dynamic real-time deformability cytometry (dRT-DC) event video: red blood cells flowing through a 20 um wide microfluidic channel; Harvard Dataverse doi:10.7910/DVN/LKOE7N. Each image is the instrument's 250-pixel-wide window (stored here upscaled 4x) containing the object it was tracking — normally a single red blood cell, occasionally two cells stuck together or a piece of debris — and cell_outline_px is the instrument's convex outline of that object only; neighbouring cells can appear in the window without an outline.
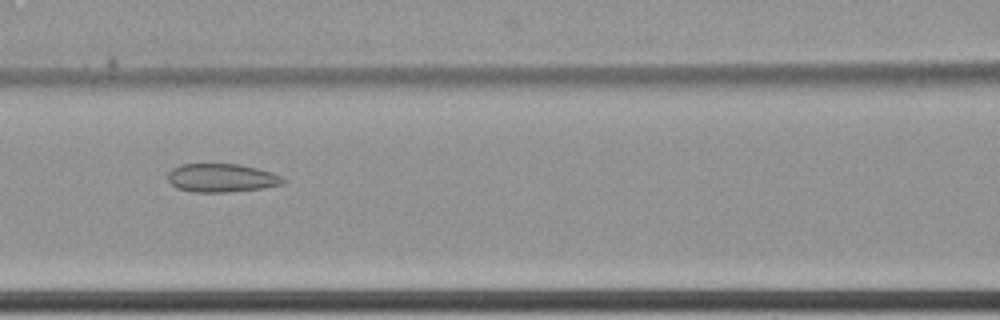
{"species": "common noctule bat (a hibernating species)", "species_latin": "Nyctalus noctula", "temperature_condition": "cold", "stored_images_in_passage": 8, "camera_frame_rate_fps": 3000, "um_per_image_px": 0.085, "animal": {"sex": "female", "body_mass_g": 22.7, "forearm_length_mm": 54.2}, "frame": {"image": 1, "passage_image": 5, "time_ms": 1.333, "image_size_px": [1000, 320], "cell_outline_px": [[284, 184], [260, 188], [224, 192], [192, 192], [176, 188], [168, 180], [168, 172], [172, 168], [180, 164], [240, 164], [272, 172], [280, 176], [284, 180]], "centroid_in_image_um": [18.79, 15.11], "position_along_channel_um": 147.8, "area_um2": 19.02}}
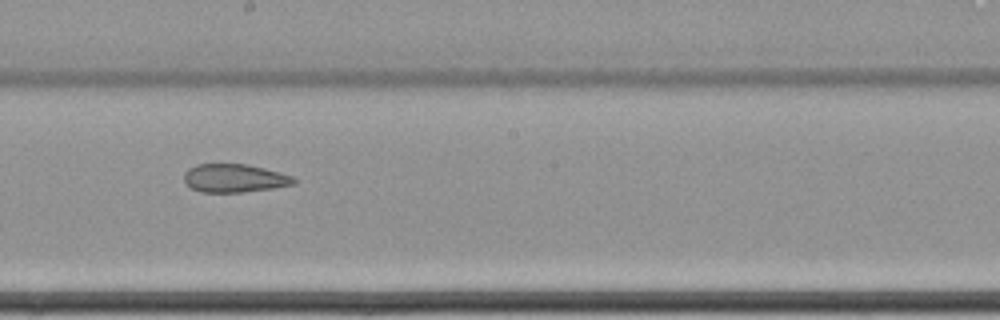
{"frame": {"image": 2, "passage_image": 7, "time_ms": 2.0, "image_size_px": [1000, 320], "cell_outline_px": [[296, 184], [272, 188], [244, 192], [200, 192], [184, 184], [184, 172], [188, 168], [196, 164], [248, 164], [280, 172], [292, 176], [296, 180]], "centroid_in_image_um": [19.9, 15.14], "position_along_channel_um": 228.3, "area_um2": 18.26}}
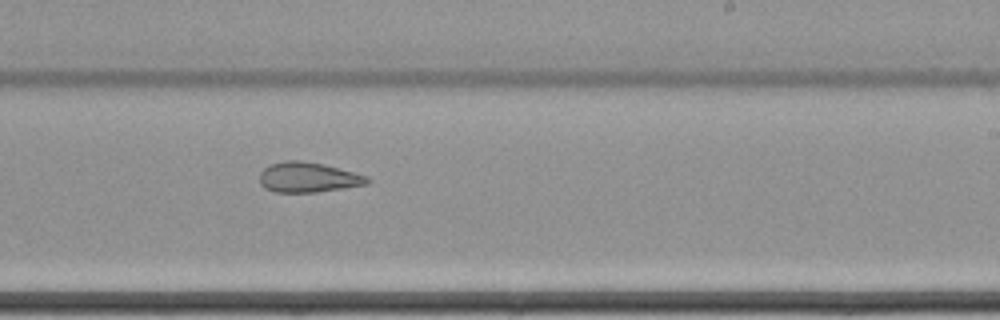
{"frame": {"image": 3, "passage_image": 8, "time_ms": 2.333, "image_size_px": [1000, 320], "cell_outline_px": [[372, 180], [368, 184], [344, 188], [316, 192], [276, 192], [264, 188], [260, 184], [260, 172], [264, 168], [272, 164], [284, 160], [300, 160], [324, 164], [340, 168], [368, 176]], "centroid_in_image_um": [26.21, 15.07], "position_along_channel_um": 262.8, "area_um2": 19.02}}